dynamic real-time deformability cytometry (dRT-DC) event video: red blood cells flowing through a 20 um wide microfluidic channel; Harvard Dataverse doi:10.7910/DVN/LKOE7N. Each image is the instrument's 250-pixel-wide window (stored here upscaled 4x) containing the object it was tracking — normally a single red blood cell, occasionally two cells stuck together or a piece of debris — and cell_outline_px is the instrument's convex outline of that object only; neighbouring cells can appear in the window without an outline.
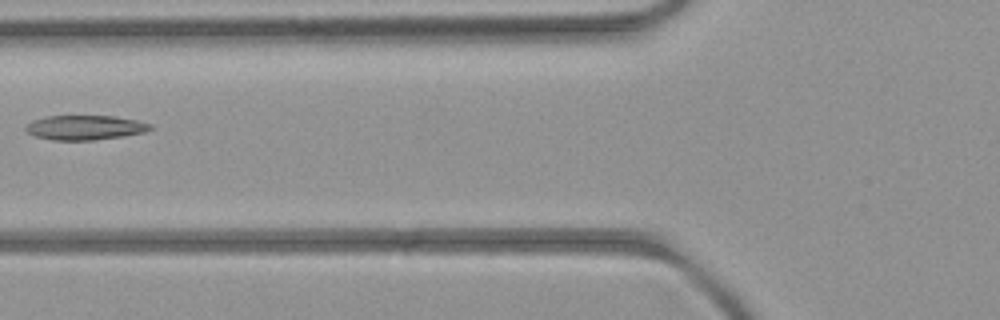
{"species": "common noctule bat (a hibernating species)", "species_latin": "Nyctalus noctula", "temperature_condition": "room temperature", "stored_images_in_passage": 6, "camera_frame_rate_fps": 3000, "um_per_image_px": 0.085, "animal": {"sex": "female", "body_mass_g": 21.9}, "frame": {"image": 1, "passage_image": 6, "time_ms": 5.667, "image_size_px": [1000, 320], "cell_outline_px": [[152, 128], [144, 132], [124, 136], [92, 140], [52, 140], [36, 136], [28, 132], [24, 128], [32, 120], [44, 116], [116, 116], [136, 120], [152, 124]], "centroid_in_image_um": [7.22, 10.83], "position_along_channel_um": 118.6, "area_um2": 17.8}}